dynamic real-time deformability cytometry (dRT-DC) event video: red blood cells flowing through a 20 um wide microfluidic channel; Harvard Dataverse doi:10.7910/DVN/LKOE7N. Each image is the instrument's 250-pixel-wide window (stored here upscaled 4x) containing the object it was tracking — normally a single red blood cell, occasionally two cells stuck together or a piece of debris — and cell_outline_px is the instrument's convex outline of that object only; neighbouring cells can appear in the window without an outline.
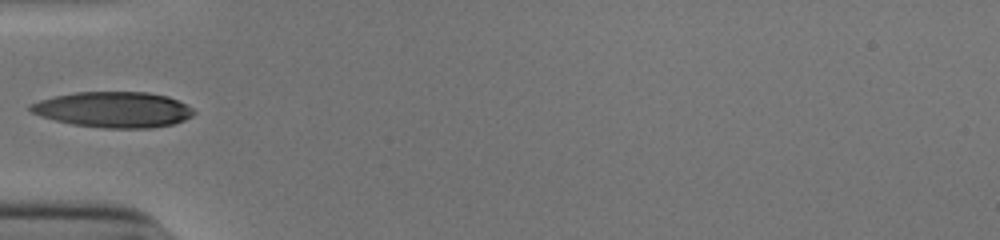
{"species": "human", "species_latin": "Homo sapiens", "temperature_condition": "cold", "stored_images_in_passage": 33, "camera_frame_rate_fps": 3000, "um_per_image_px": 0.085, "donor": {"sex": "male"}, "frame": {"image": 1, "passage_image": 1, "time_ms": 0.0, "image_size_px": [1000, 240], "cell_outline_px": [[196, 112], [192, 116], [184, 120], [172, 124], [152, 128], [104, 128], [72, 124], [40, 116], [32, 112], [28, 108], [28, 104], [40, 100], [56, 96], [76, 92], [148, 92], [168, 96], [192, 108]], "centroid_in_image_um": [9.64, 9.32], "position_along_channel_um": 75.4, "area_um2": 33.87}}
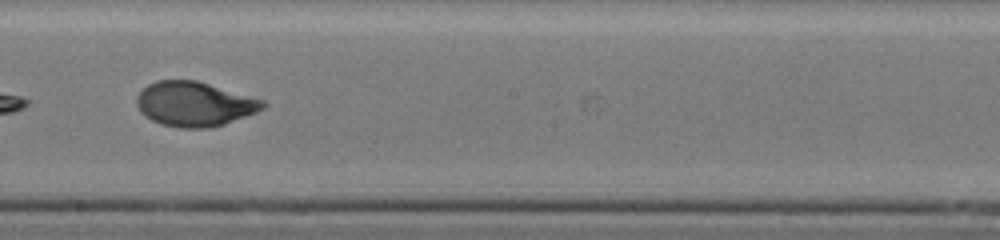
{"frame": {"image": 2, "passage_image": 13, "time_ms": 4.0, "image_size_px": [1000, 240], "cell_outline_px": [[268, 104], [264, 108], [256, 112], [224, 124], [208, 128], [180, 128], [160, 124], [144, 116], [140, 112], [136, 104], [136, 96], [148, 84], [156, 80], [196, 80], [264, 100]], "centroid_in_image_um": [16.51, 8.84], "position_along_channel_um": 231.7, "area_um2": 32.83}}
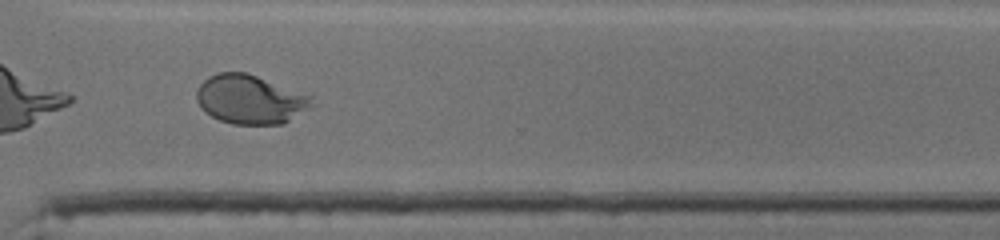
{"frame": {"image": 3, "passage_image": 22, "time_ms": 7.0, "image_size_px": [1000, 240], "cell_outline_px": [[316, 104], [312, 108], [284, 124], [232, 124], [220, 120], [204, 112], [200, 108], [196, 100], [196, 92], [200, 84], [208, 76], [220, 72], [248, 72], [312, 96]], "centroid_in_image_um": [21.29, 8.45], "position_along_channel_um": 349.3, "area_um2": 33.41}}